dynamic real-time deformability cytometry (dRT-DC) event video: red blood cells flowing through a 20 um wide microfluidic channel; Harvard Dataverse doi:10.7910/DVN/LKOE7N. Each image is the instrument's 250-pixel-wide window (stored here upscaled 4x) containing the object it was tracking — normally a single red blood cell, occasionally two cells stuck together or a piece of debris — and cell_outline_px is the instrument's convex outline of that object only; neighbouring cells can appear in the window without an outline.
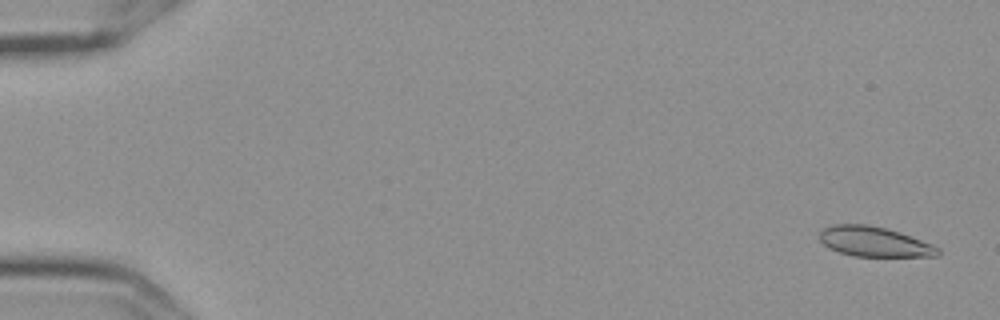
{"species": "Egyptian fruit bat (a non-hibernating species)", "species_latin": "Rousettus aegyptiacus", "temperature_condition": "cold", "stored_images_in_passage": 58, "camera_frame_rate_fps": 3000, "um_per_image_px": 0.085, "frame": {"image": 1, "passage_image": 3, "time_ms": 0.667, "image_size_px": [1000, 320], "cell_outline_px": [[940, 252], [936, 256], [852, 256], [828, 248], [820, 240], [820, 232], [824, 228], [836, 224], [868, 224], [900, 232], [932, 244], [940, 248]], "centroid_in_image_um": [74.31, 20.54], "position_along_channel_um": 10.7, "area_um2": 20.52}}
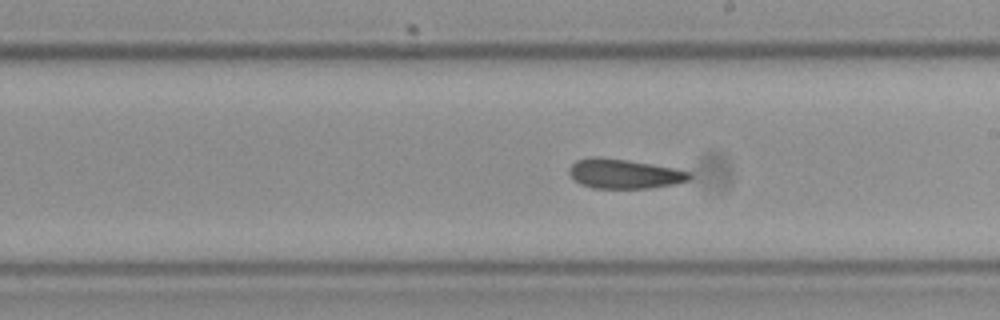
{"frame": {"image": 2, "passage_image": 34, "time_ms": 11.0, "image_size_px": [1000, 320], "cell_outline_px": [[692, 176], [688, 180], [676, 184], [648, 188], [592, 188], [580, 184], [568, 172], [568, 168], [576, 160], [592, 156], [596, 156], [628, 160], [652, 164], [672, 168], [688, 172]], "centroid_in_image_um": [53.02, 14.77], "position_along_channel_um": 236.0, "area_um2": 20.63}}
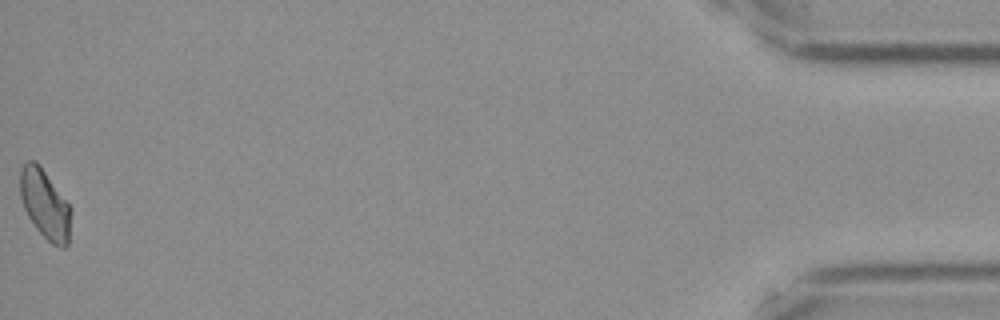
{"frame": {"image": 3, "passage_image": 58, "time_ms": 19.0, "image_size_px": [1000, 320], "cell_outline_px": [[72, 212], [68, 244], [64, 248], [60, 248], [52, 244], [36, 228], [28, 216], [24, 208], [20, 196], [20, 168], [28, 160], [36, 160], [40, 164], [72, 208]], "centroid_in_image_um": [3.84, 17.35], "position_along_channel_um": 431.4, "area_um2": 20.75}, "authors_computed_cell_mechanics": {"area_um2": 21.097, "velocity_mm_per_s": 3.5858, "shape_relaxation_time_tau1_ms": null, "shape_relaxation_time_tau2_ms": 2.4559, "deformation_change_tau1": null, "deformation_change_tau2": 0.0792}}